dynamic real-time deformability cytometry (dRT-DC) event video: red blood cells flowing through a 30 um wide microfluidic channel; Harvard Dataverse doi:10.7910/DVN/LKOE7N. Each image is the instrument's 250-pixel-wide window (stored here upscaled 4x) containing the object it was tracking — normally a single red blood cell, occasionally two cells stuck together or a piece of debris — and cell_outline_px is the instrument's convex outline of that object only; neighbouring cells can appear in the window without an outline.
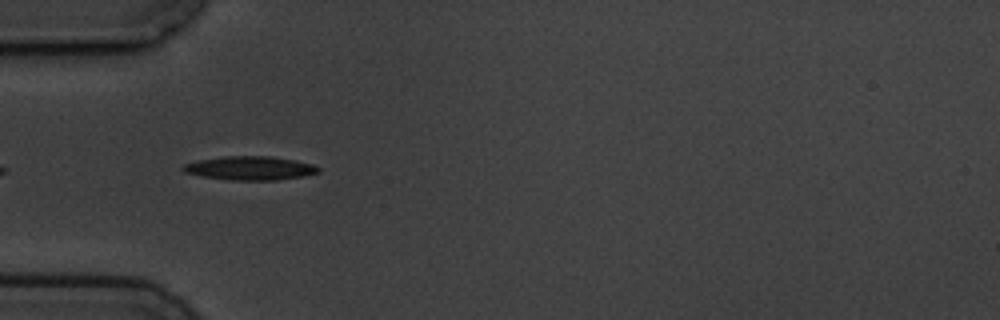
{"species": "common noctule bat (a hibernating species)", "species_latin": "Nyctalus noctula", "temperature_condition": "cold", "stored_images_in_passage": 5, "camera_frame_rate_fps": 3000, "um_per_image_px": 0.085, "animal": {"sex": "male", "body_mass_g": 19.5, "forearm_length_mm": 54.6}, "frame": {"image": 1, "passage_image": 4, "time_ms": 4.667, "image_size_px": [1000, 320], "cell_outline_px": [[320, 172], [304, 176], [276, 180], [232, 180], [200, 176], [184, 172], [180, 168], [184, 164], [200, 160], [224, 156], [272, 156], [296, 160], [312, 164], [320, 168]], "centroid_in_image_um": [21.26, 14.29], "position_along_channel_um": 63.7, "area_um2": 18.79}}
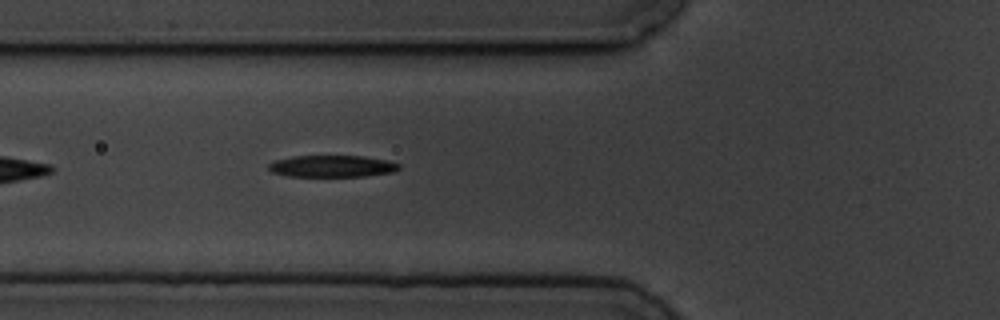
{"frame": {"image": 2, "passage_image": 5, "time_ms": 5.667, "image_size_px": [1000, 320], "cell_outline_px": [[400, 168], [392, 172], [364, 176], [288, 176], [272, 172], [268, 168], [268, 164], [276, 160], [292, 156], [364, 156], [388, 160], [400, 164]], "centroid_in_image_um": [28.23, 14.12], "position_along_channel_um": 97.6, "area_um2": 16.47}}